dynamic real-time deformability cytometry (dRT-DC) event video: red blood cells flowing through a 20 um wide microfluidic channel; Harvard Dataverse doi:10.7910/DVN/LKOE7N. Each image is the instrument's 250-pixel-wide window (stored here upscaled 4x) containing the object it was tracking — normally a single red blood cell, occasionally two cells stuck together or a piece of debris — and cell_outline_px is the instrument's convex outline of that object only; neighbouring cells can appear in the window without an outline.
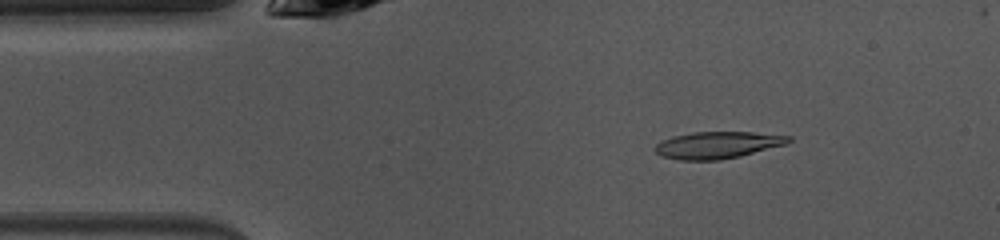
{"species": "common noctule bat (a hibernating species)", "species_latin": "Nyctalus noctula", "temperature_condition": "warm", "stored_images_in_passage": 47, "camera_frame_rate_fps": 3000, "um_per_image_px": 0.085, "animal": {"sex": "female", "body_mass_g": 10.0, "forearm_length_mm": 53.1}, "frame": {"image": 1, "passage_image": 6, "time_ms": 1.667, "image_size_px": [1000, 240], "cell_outline_px": [[792, 140], [788, 144], [740, 156], [720, 160], [680, 160], [664, 156], [656, 152], [652, 148], [660, 140], [672, 136], [692, 132], [752, 132], [792, 136]], "centroid_in_image_um": [61.0, 12.32], "position_along_channel_um": 24.0, "area_um2": 21.1}}
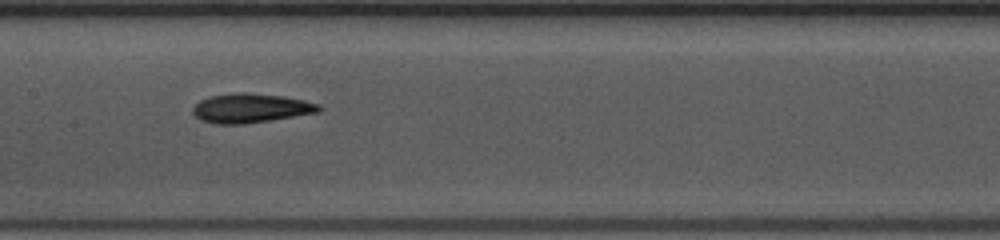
{"frame": {"image": 2, "passage_image": 21, "time_ms": 6.667, "image_size_px": [1000, 240], "cell_outline_px": [[320, 108], [316, 112], [244, 124], [212, 124], [200, 120], [192, 112], [192, 108], [200, 100], [208, 96], [236, 92], [244, 92], [280, 96], [304, 100], [320, 104]], "centroid_in_image_um": [21.22, 9.19], "position_along_channel_um": 186.2, "area_um2": 21.27}}
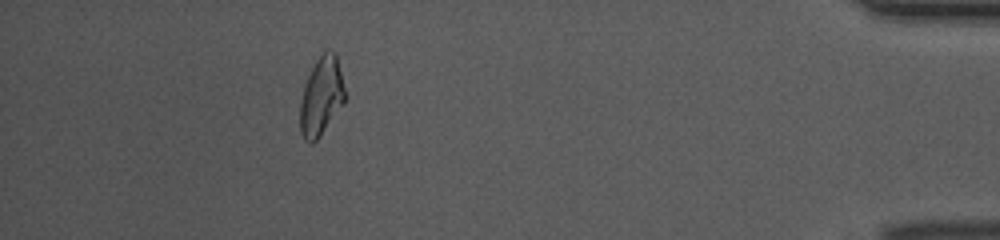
{"frame": {"image": 3, "passage_image": 42, "time_ms": 13.667, "image_size_px": [1000, 240], "cell_outline_px": [[348, 96], [344, 104], [320, 136], [312, 144], [304, 140], [300, 132], [300, 104], [304, 84], [316, 60], [324, 48], [328, 48], [336, 52]], "centroid_in_image_um": [27.35, 8.15], "position_along_channel_um": 407.8, "area_um2": 21.15}, "authors_computed_cell_mechanics": {"area_um2": 20.5768, "velocity_mm_per_s": 4.0511, "shape_relaxation_time_tau1_ms": 4.5066, "shape_relaxation_time_tau2_ms": 4.5605, "deformation_change_tau1": 0.1534, "deformation_change_tau2": 0.1473}}